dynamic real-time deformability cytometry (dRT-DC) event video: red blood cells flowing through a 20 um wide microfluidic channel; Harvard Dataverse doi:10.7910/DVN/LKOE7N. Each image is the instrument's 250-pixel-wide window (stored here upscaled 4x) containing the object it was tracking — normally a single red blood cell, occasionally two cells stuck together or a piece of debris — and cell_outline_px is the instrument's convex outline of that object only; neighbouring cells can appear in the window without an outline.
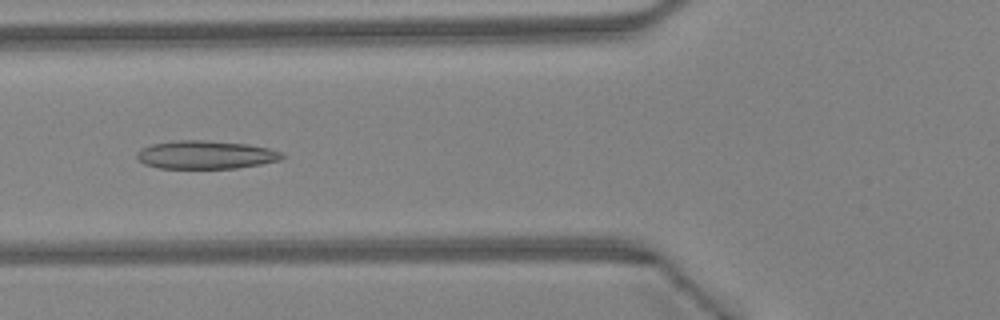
{"species": "Egyptian fruit bat (a non-hibernating species)", "species_latin": "Rousettus aegyptiacus", "temperature_condition": "warm", "stored_images_in_passage": 44, "camera_frame_rate_fps": 3000, "um_per_image_px": 0.085, "animal": {"sex": "female"}, "frame": {"image": 1, "passage_image": 17, "time_ms": 5.333, "image_size_px": [1000, 320], "cell_outline_px": [[288, 156], [280, 160], [260, 164], [236, 168], [160, 168], [144, 164], [136, 156], [136, 152], [140, 148], [152, 144], [172, 140], [208, 140], [248, 144], [268, 148], [280, 152]], "centroid_in_image_um": [17.48, 13.15], "position_along_channel_um": 108.3, "area_um2": 24.04}}
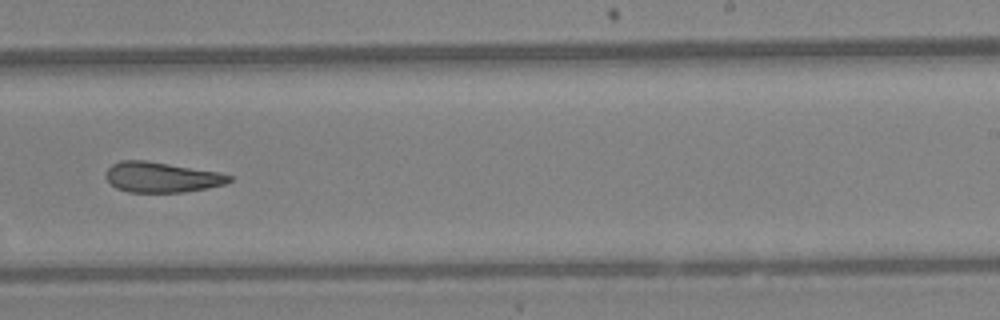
{"frame": {"image": 2, "passage_image": 28, "time_ms": 9.0, "image_size_px": [1000, 320], "cell_outline_px": [[232, 180], [224, 184], [208, 188], [184, 192], [128, 192], [116, 188], [104, 176], [104, 172], [112, 164], [120, 160], [148, 160], [220, 172], [232, 176]], "centroid_in_image_um": [13.72, 15.05], "position_along_channel_um": 275.3, "area_um2": 22.02}}
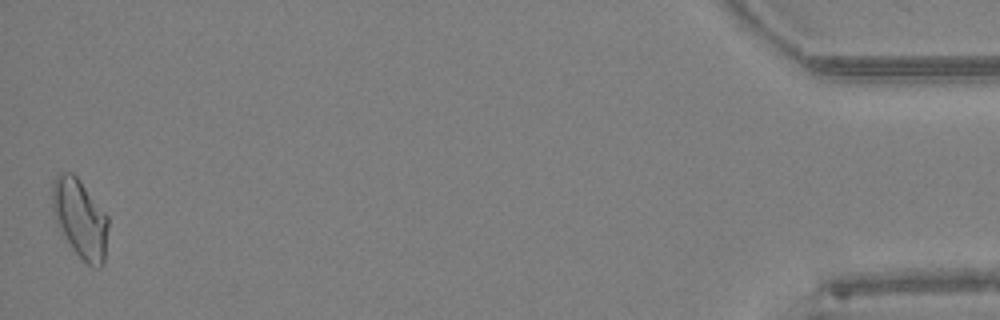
{"frame": {"image": 3, "passage_image": 44, "time_ms": 14.333, "image_size_px": [1000, 320], "cell_outline_px": [[108, 224], [104, 264], [100, 268], [92, 268], [72, 248], [60, 232], [56, 224], [52, 212], [52, 180], [60, 172], [72, 172], [76, 176], [108, 216]], "centroid_in_image_um": [6.79, 18.58], "position_along_channel_um": 428.4, "area_um2": 25.78}, "authors_computed_cell_mechanics": {"area_um2": 23.3512, "velocity_mm_per_s": 4.5875, "shape_relaxation_time_tau1_ms": null, "shape_relaxation_time_tau2_ms": 9.3011, "deformation_change_tau1": null, "deformation_change_tau2": 0.1995}}